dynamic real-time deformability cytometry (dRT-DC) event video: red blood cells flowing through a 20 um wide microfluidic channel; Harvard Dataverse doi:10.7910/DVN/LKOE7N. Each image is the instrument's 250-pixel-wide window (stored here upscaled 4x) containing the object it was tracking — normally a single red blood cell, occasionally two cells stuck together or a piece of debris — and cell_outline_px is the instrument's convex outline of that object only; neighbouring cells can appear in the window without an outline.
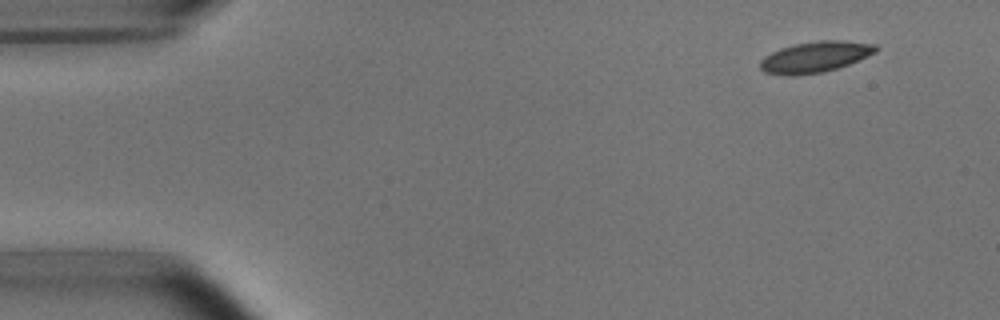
{"species": "common noctule bat (a hibernating species)", "species_latin": "Nyctalus noctula", "temperature_condition": "room temperature", "stored_images_in_passage": 49, "camera_frame_rate_fps": 3000, "um_per_image_px": 0.085, "animal": {"sex": "male", "body_mass_g": 15.6}, "frame": {"image": 1, "passage_image": 1, "time_ms": 0.0, "image_size_px": [1000, 320], "cell_outline_px": [[876, 52], [848, 64], [824, 72], [796, 76], [784, 76], [764, 72], [760, 68], [760, 60], [764, 56], [780, 48], [792, 44], [820, 40], [840, 40], [876, 44]], "centroid_in_image_um": [69.23, 4.85], "position_along_channel_um": 15.8, "area_um2": 20.92}}
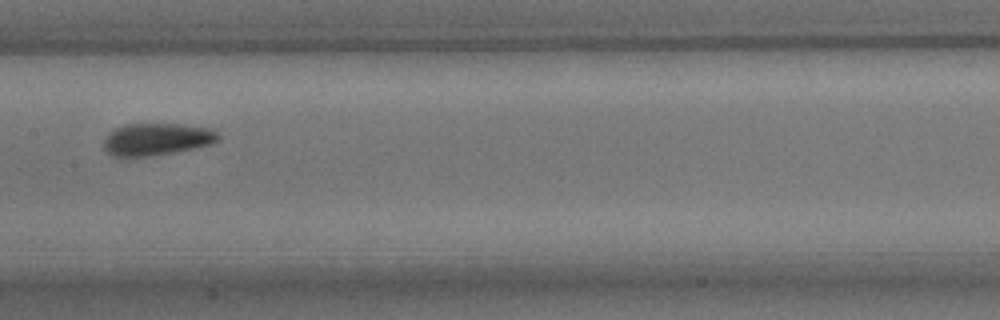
{"frame": {"image": 2, "passage_image": 23, "time_ms": 7.333, "image_size_px": [1000, 320], "cell_outline_px": [[220, 140], [208, 144], [192, 148], [152, 156], [124, 160], [112, 156], [104, 148], [104, 140], [108, 132], [112, 128], [124, 124], [180, 124], [208, 128], [216, 132], [220, 136]], "centroid_in_image_um": [13.21, 11.86], "position_along_channel_um": 194.2, "area_um2": 21.91}}
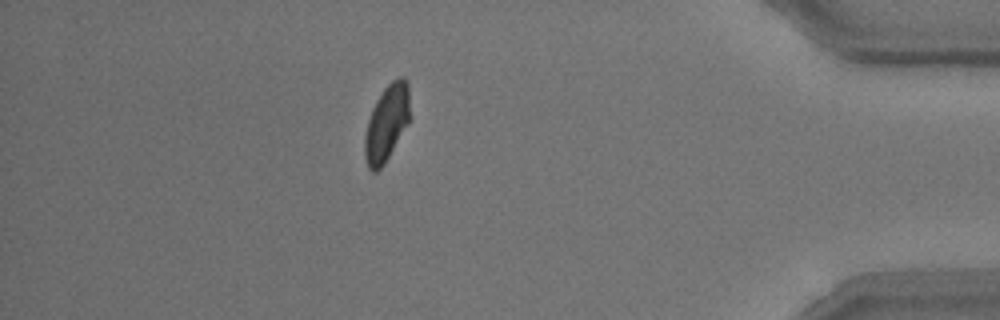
{"frame": {"image": 3, "passage_image": 43, "time_ms": 14.0, "image_size_px": [1000, 320], "cell_outline_px": [[408, 124], [384, 164], [376, 172], [372, 172], [368, 168], [364, 156], [364, 136], [368, 120], [372, 108], [376, 100], [384, 88], [392, 80], [400, 76], [404, 76], [408, 84]], "centroid_in_image_um": [32.84, 10.47], "position_along_channel_um": 402.4, "area_um2": 19.94}, "authors_computed_cell_mechanics": {"area_um2": 20.8658, "velocity_mm_per_s": 3.7655, "shape_relaxation_time_tau1_ms": 3.4729, "shape_relaxation_time_tau2_ms": 1.8654, "deformation_change_tau1": 0.1122, "deformation_change_tau2": 0.0616}}